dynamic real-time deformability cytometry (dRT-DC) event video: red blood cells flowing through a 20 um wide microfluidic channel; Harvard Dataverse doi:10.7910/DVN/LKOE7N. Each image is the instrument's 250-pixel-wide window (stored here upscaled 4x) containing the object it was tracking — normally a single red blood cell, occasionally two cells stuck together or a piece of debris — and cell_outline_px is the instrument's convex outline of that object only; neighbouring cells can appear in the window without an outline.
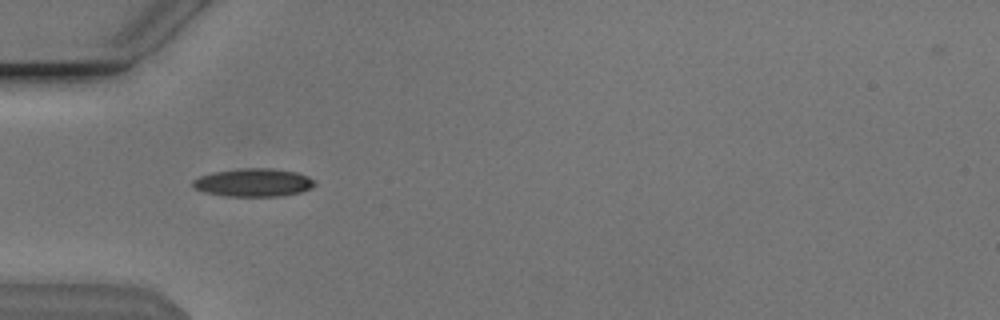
{"species": "Egyptian fruit bat (a non-hibernating species)", "species_latin": "Rousettus aegyptiacus", "temperature_condition": "cold", "stored_images_in_passage": 42, "camera_frame_rate_fps": 3000, "um_per_image_px": 0.085, "animal": {"sex": "male"}, "frame": {"image": 1, "passage_image": 6, "time_ms": 1.667, "image_size_px": [1000, 320], "cell_outline_px": [[316, 184], [312, 188], [300, 192], [280, 196], [224, 196], [204, 192], [196, 188], [192, 184], [192, 180], [200, 176], [212, 172], [244, 168], [268, 168], [296, 172], [308, 176]], "centroid_in_image_um": [21.53, 15.52], "position_along_channel_um": 63.5, "area_um2": 19.88}}
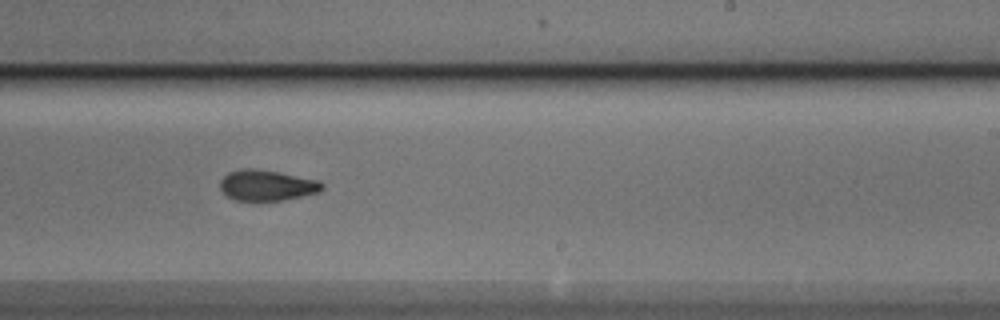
{"frame": {"image": 2, "passage_image": 22, "time_ms": 7.0, "image_size_px": [1000, 320], "cell_outline_px": [[324, 188], [320, 192], [284, 200], [236, 200], [228, 196], [220, 188], [220, 180], [228, 172], [240, 168], [256, 168], [280, 172], [320, 180], [324, 184]], "centroid_in_image_um": [22.71, 15.73], "position_along_channel_um": 266.3, "area_um2": 18.44}}
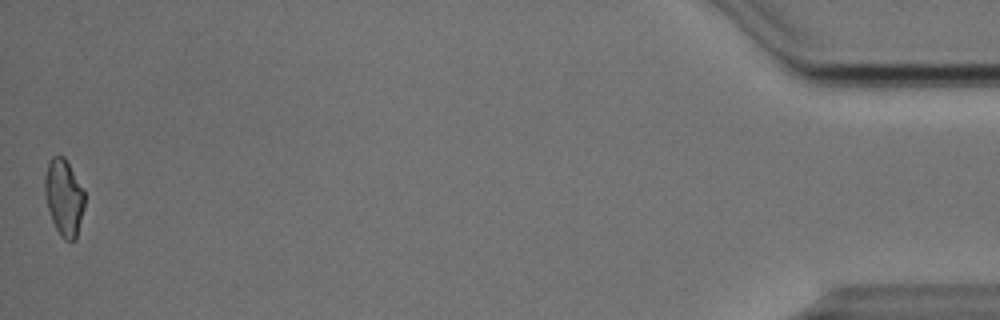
{"frame": {"image": 3, "passage_image": 42, "time_ms": 13.667, "image_size_px": [1000, 320], "cell_outline_px": [[84, 208], [76, 240], [64, 240], [60, 236], [52, 220], [48, 208], [44, 192], [44, 176], [48, 160], [52, 156], [64, 156], [84, 192]], "centroid_in_image_um": [5.41, 16.78], "position_along_channel_um": 429.8, "area_um2": 17.69}, "authors_computed_cell_mechanics": {"area_um2": 18.6116, "velocity_mm_per_s": 3.8487, "shape_relaxation_time_tau1_ms": 6.4503, "shape_relaxation_time_tau2_ms": 4.2667, "deformation_change_tau1": 0.1488, "deformation_change_tau2": 0.0968}}